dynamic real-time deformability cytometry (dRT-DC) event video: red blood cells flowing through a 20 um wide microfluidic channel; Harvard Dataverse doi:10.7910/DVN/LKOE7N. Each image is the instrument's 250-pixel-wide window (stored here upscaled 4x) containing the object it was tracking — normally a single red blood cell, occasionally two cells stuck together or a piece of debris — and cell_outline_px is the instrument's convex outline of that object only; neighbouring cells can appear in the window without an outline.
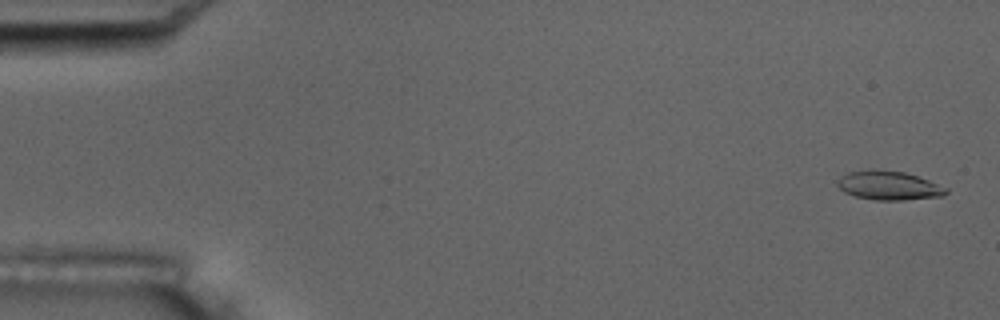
{"species": "common noctule bat (a hibernating species)", "species_latin": "Nyctalus noctula", "temperature_condition": "room temperature", "stored_images_in_passage": 5, "camera_frame_rate_fps": 3000, "um_per_image_px": 0.085, "animal": {"sex": "male", "body_mass_g": 17.5, "forearm_length_mm": 52.3}, "frame": {"image": 1, "passage_image": 1, "time_ms": 0.0, "image_size_px": [1000, 320], "cell_outline_px": [[948, 192], [944, 196], [904, 200], [872, 200], [856, 196], [844, 192], [836, 184], [840, 176], [848, 172], [904, 172], [928, 180], [948, 188]], "centroid_in_image_um": [75.58, 15.82], "position_along_channel_um": 9.4, "area_um2": 17.69}}
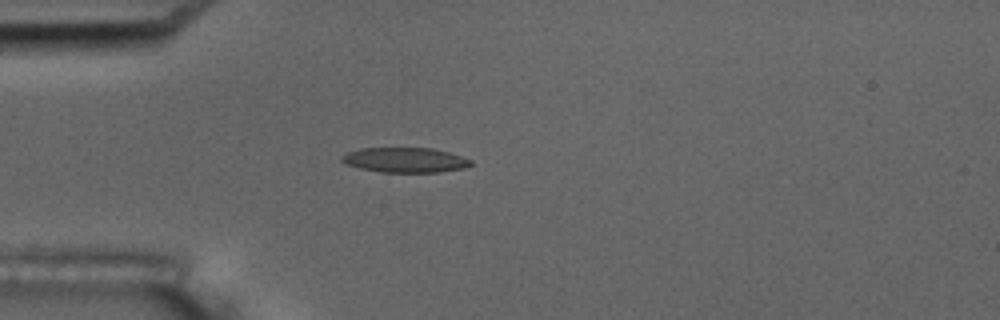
{"frame": {"image": 2, "passage_image": 5, "time_ms": 4.667, "image_size_px": [1000, 320], "cell_outline_px": [[472, 164], [464, 168], [440, 172], [380, 172], [360, 168], [348, 164], [340, 160], [340, 156], [348, 152], [360, 148], [432, 148], [448, 152], [472, 160]], "centroid_in_image_um": [34.42, 13.6], "position_along_channel_um": 50.6, "area_um2": 18.67}}